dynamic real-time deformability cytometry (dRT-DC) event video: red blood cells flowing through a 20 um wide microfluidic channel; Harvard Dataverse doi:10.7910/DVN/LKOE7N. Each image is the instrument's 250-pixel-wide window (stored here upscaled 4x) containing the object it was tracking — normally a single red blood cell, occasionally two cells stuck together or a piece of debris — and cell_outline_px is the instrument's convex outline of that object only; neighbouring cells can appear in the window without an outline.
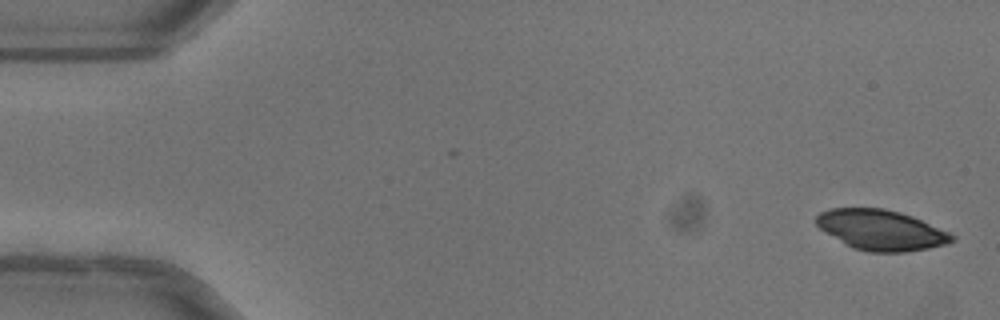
{"species": "common noctule bat (a hibernating species)", "species_latin": "Nyctalus noctula", "temperature_condition": "warm", "stored_images_in_passage": 28, "camera_frame_rate_fps": 3000, "um_per_image_px": 0.085, "animal": {"sex": "female"}, "frame": {"image": 1, "passage_image": 1, "time_ms": 0.0, "image_size_px": [1000, 320], "cell_outline_px": [[956, 240], [948, 244], [928, 248], [904, 252], [868, 252], [852, 248], [844, 244], [820, 228], [816, 224], [816, 216], [820, 212], [828, 208], [884, 208], [900, 212], [912, 216], [948, 232], [956, 236]], "centroid_in_image_um": [74.89, 19.55], "position_along_channel_um": 10.1, "area_um2": 31.91}}